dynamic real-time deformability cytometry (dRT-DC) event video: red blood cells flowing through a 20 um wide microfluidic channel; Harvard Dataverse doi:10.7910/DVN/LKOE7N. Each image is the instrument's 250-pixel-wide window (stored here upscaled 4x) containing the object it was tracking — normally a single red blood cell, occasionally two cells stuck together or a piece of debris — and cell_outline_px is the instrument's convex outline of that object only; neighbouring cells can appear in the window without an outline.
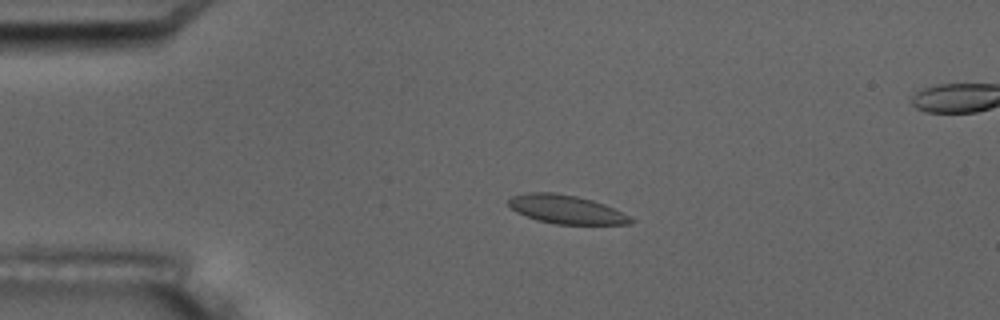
{"species": "common noctule bat (a hibernating species)", "species_latin": "Nyctalus noctula", "temperature_condition": "room temperature", "stored_images_in_passage": 5, "camera_frame_rate_fps": 3000, "um_per_image_px": 0.085, "animal": {"sex": "male", "body_mass_g": 17.5, "forearm_length_mm": 52.3}, "frame": {"image": 1, "passage_image": 3, "time_ms": 2.333, "image_size_px": [1000, 320], "cell_outline_px": [[636, 220], [632, 224], [556, 224], [536, 220], [516, 212], [508, 204], [508, 200], [512, 196], [528, 192], [552, 192], [576, 196], [592, 200], [604, 204]], "centroid_in_image_um": [48.1, 17.8], "position_along_channel_um": 36.9, "area_um2": 20.23}}